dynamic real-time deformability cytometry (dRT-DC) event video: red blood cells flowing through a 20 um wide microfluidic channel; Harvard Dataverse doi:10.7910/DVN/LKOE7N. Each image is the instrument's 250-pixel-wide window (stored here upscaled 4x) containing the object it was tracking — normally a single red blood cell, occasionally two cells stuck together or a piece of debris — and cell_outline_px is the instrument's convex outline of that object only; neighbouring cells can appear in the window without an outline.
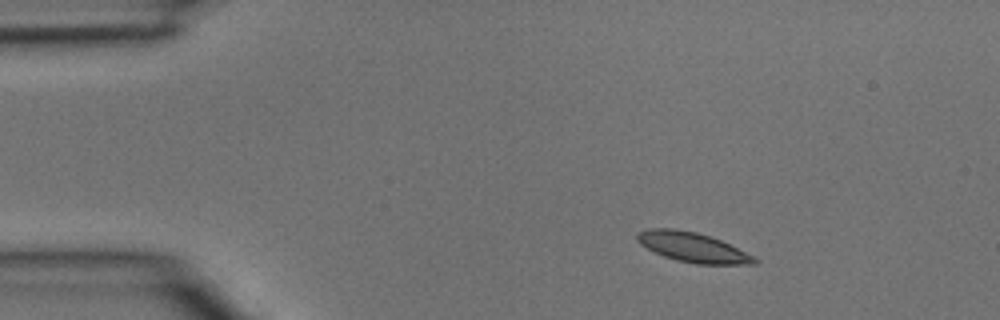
{"species": "common noctule bat (a hibernating species)", "species_latin": "Nyctalus noctula", "temperature_condition": "room temperature", "stored_images_in_passage": 5, "camera_frame_rate_fps": 3000, "um_per_image_px": 0.085, "animal": {"sex": "male", "body_mass_g": 15.6}, "frame": {"image": 1, "passage_image": 2, "time_ms": 0.333, "image_size_px": [1000, 320], "cell_outline_px": [[760, 260], [756, 264], [696, 264], [676, 260], [664, 256], [640, 244], [636, 240], [636, 232], [648, 228], [676, 228], [696, 232], [720, 240]], "centroid_in_image_um": [58.82, 21.01], "position_along_channel_um": 26.2, "area_um2": 20.11}}
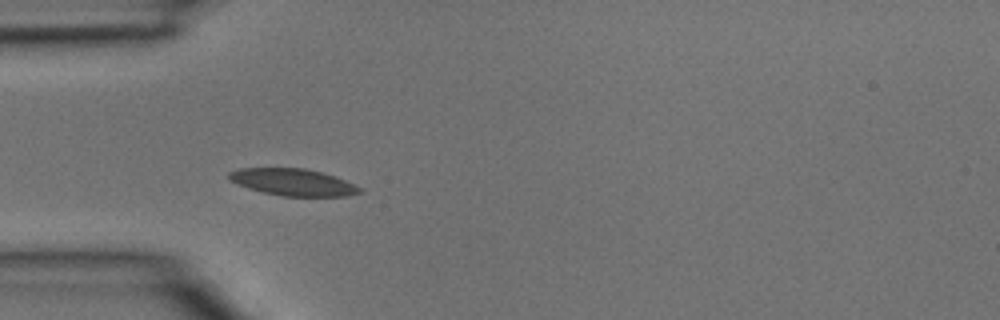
{"frame": {"image": 2, "passage_image": 3, "time_ms": 0.667, "image_size_px": [1000, 320], "cell_outline_px": [[364, 192], [348, 196], [280, 196], [248, 188], [228, 180], [228, 172], [240, 168], [304, 168], [336, 176], [360, 188]], "centroid_in_image_um": [24.89, 15.49], "position_along_channel_um": 60.1, "area_um2": 20.46}}
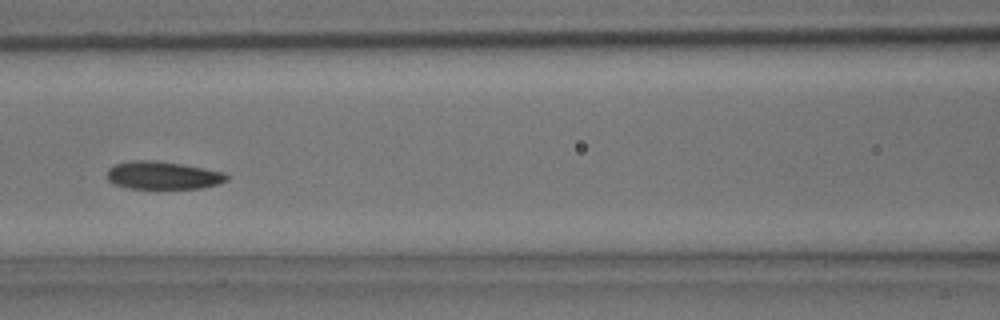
{"frame": {"image": 3, "passage_image": 5, "time_ms": 1.333, "image_size_px": [1000, 320], "cell_outline_px": [[228, 180], [216, 184], [200, 188], [128, 188], [112, 184], [108, 180], [108, 168], [116, 164], [132, 160], [152, 160], [184, 164], [224, 172], [228, 176]], "centroid_in_image_um": [13.83, 14.9], "position_along_channel_um": 152.8, "area_um2": 19.36}}